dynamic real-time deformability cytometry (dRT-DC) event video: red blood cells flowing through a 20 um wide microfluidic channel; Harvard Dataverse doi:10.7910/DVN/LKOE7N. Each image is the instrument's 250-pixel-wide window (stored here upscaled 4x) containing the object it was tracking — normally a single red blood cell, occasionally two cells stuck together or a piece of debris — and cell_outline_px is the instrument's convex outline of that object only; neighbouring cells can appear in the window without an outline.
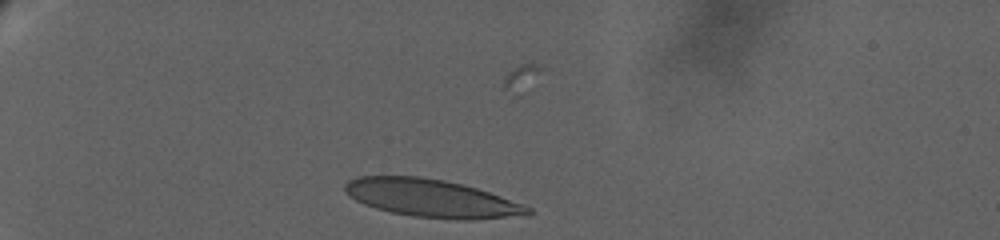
{"species": "human", "species_latin": "Homo sapiens", "temperature_condition": "warm", "stored_images_in_passage": 56, "camera_frame_rate_fps": 3000, "um_per_image_px": 0.085, "donor": {"sex": "female"}, "frame": {"image": 1, "passage_image": 9, "time_ms": 2.667, "image_size_px": [1000, 240], "cell_outline_px": [[532, 212], [528, 216], [472, 220], [456, 220], [412, 216], [392, 212], [376, 208], [364, 204], [348, 196], [344, 192], [344, 184], [348, 180], [360, 176], [416, 176], [444, 180], [476, 188], [524, 204], [532, 208]], "centroid_in_image_um": [36.71, 16.87], "position_along_channel_um": 48.3, "area_um2": 40.58}}
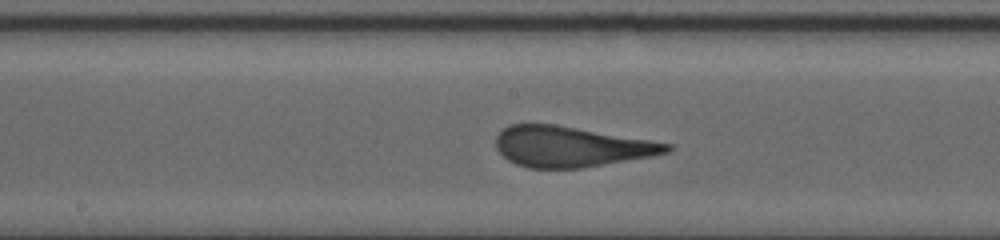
{"frame": {"image": 2, "passage_image": 32, "time_ms": 10.333, "image_size_px": [1000, 240], "cell_outline_px": [[672, 148], [668, 152], [652, 156], [584, 168], [528, 168], [516, 164], [508, 160], [496, 148], [496, 136], [508, 124], [552, 124], [672, 144]], "centroid_in_image_um": [48.5, 12.47], "position_along_channel_um": 199.7, "area_um2": 39.94}}
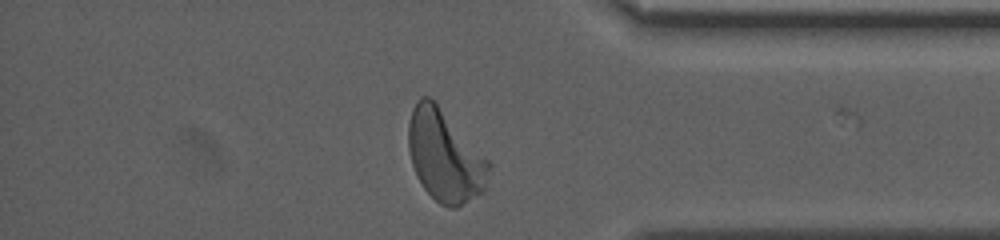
{"frame": {"image": 3, "passage_image": 55, "time_ms": 18.0, "image_size_px": [1000, 240], "cell_outline_px": [[488, 168], [484, 192], [456, 208], [448, 208], [440, 204], [424, 188], [416, 176], [412, 164], [408, 148], [408, 124], [412, 108], [420, 96], [428, 96], [436, 104], [488, 160]], "centroid_in_image_um": [37.77, 13.29], "position_along_channel_um": 397.4, "area_um2": 42.02}}